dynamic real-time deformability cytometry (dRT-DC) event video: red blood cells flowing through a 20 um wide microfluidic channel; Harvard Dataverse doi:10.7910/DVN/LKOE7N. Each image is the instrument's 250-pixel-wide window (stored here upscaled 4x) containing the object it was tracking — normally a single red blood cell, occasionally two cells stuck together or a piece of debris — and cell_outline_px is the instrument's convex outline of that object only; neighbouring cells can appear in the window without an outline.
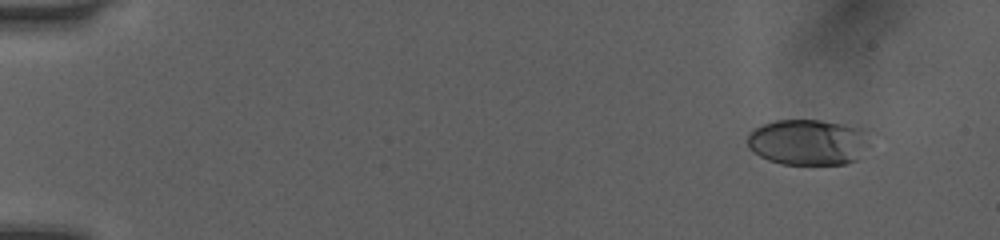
{"species": "human", "species_latin": "Homo sapiens", "temperature_condition": "room temperature", "stored_images_in_passage": 52, "camera_frame_rate_fps": 3000, "um_per_image_px": 0.085, "donor": {"sex": "female"}, "frame": {"image": 1, "passage_image": 5, "time_ms": 1.333, "image_size_px": [1000, 240], "cell_outline_px": [[876, 132], [868, 144], [856, 160], [844, 164], [780, 164], [768, 160], [752, 152], [748, 148], [748, 132], [764, 124], [776, 120], [820, 120], [868, 128]], "centroid_in_image_um": [68.77, 12.07], "position_along_channel_um": 16.2, "area_um2": 33.41}}
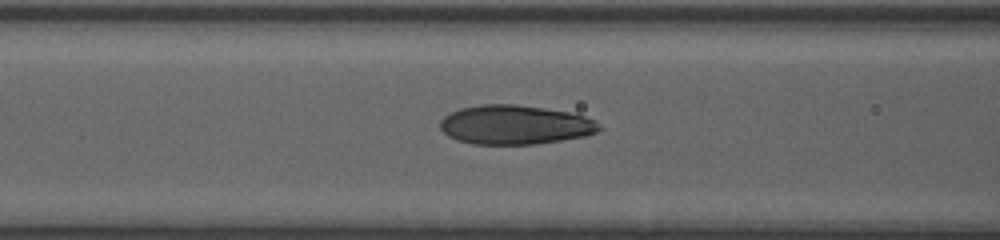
{"frame": {"image": 2, "passage_image": 23, "time_ms": 7.333, "image_size_px": [1000, 240], "cell_outline_px": [[600, 128], [596, 132], [584, 136], [536, 144], [472, 144], [456, 140], [448, 136], [440, 128], [440, 120], [448, 112], [460, 108], [480, 104], [516, 104], [568, 112], [584, 116], [596, 120]], "centroid_in_image_um": [43.71, 10.6], "position_along_channel_um": 122.9, "area_um2": 36.36}}
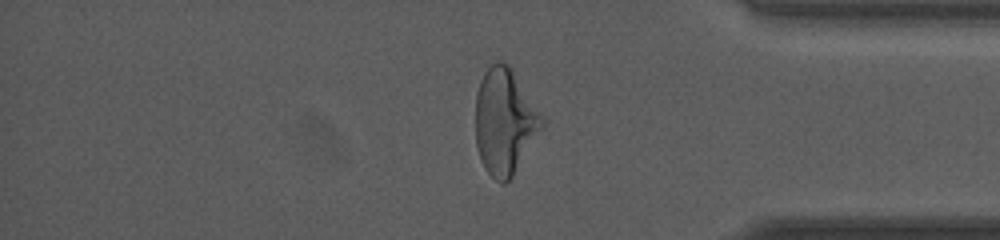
{"frame": {"image": 3, "passage_image": 44, "time_ms": 14.333, "image_size_px": [1000, 240], "cell_outline_px": [[544, 124], [512, 176], [504, 184], [500, 184], [484, 168], [480, 160], [476, 144], [476, 92], [480, 80], [484, 72], [496, 60], [500, 60], [508, 64], [512, 68], [544, 116]], "centroid_in_image_um": [42.89, 10.29], "position_along_channel_um": 392.3, "area_um2": 40.98}, "authors_computed_cell_mechanics": {"area_um2": 36.0383, "velocity_mm_per_s": 4.0595, "shape_relaxation_time_tau1_ms": 4.388, "shape_relaxation_time_tau2_ms": 0.8856, "deformation_change_tau1": 0.187, "deformation_change_tau2": 0.0679}}